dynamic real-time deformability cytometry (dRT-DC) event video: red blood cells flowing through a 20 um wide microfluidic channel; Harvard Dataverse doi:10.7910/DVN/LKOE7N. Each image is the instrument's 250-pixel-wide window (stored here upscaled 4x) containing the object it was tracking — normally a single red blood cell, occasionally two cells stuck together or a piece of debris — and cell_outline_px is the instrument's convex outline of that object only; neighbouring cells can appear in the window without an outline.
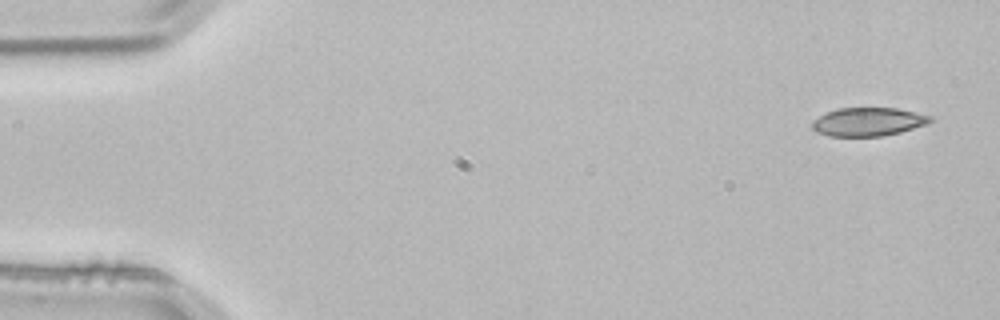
{"species": "common noctule bat (a hibernating species)", "species_latin": "Nyctalus noctula", "temperature_condition": "room temperature", "stored_images_in_passage": 3, "camera_frame_rate_fps": 3000, "um_per_image_px": 0.085, "animal": {"sex": "male", "body_mass_g": 21.5, "forearm_length_mm": 52.0}, "frame": {"image": 1, "passage_image": 1, "time_ms": 0.0, "image_size_px": [1000, 320], "cell_outline_px": [[932, 120], [928, 124], [900, 132], [880, 136], [828, 136], [816, 132], [812, 128], [812, 120], [828, 112], [840, 108], [896, 108], [932, 116]], "centroid_in_image_um": [73.79, 10.36], "position_along_channel_um": 11.2, "area_um2": 19.48}}
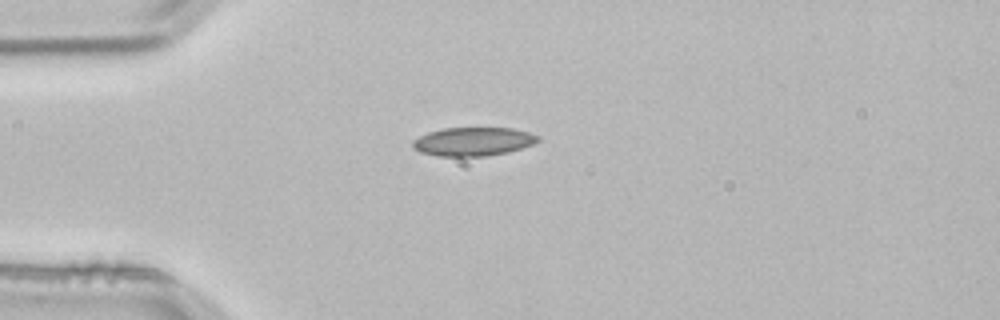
{"frame": {"image": 2, "passage_image": 3, "time_ms": 0.667, "image_size_px": [1000, 320], "cell_outline_px": [[540, 140], [532, 144], [508, 152], [488, 156], [436, 156], [420, 152], [412, 148], [412, 140], [428, 132], [444, 128], [512, 128], [528, 132], [540, 136]], "centroid_in_image_um": [40.19, 12.03], "position_along_channel_um": 44.8, "area_um2": 20.92}}